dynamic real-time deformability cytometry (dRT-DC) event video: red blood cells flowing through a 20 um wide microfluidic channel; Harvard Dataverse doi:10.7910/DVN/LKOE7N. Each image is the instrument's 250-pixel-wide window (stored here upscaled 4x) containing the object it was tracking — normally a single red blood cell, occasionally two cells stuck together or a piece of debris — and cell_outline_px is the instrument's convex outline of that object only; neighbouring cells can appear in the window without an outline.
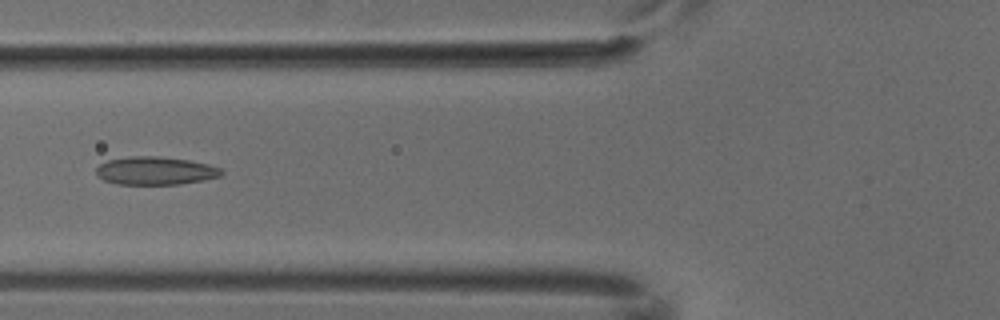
{"species": "common noctule bat (a hibernating species)", "species_latin": "Nyctalus noctula", "temperature_condition": "cold", "stored_images_in_passage": 5, "camera_frame_rate_fps": 3000, "um_per_image_px": 0.085, "animal": {"sex": "male", "body_mass_g": 18.8}, "frame": {"image": 1, "passage_image": 5, "time_ms": 1.333, "image_size_px": [1000, 320], "cell_outline_px": [[224, 172], [220, 176], [204, 180], [180, 184], [116, 184], [104, 180], [96, 176], [96, 168], [100, 164], [108, 160], [132, 156], [156, 156], [188, 160], [208, 164], [220, 168]], "centroid_in_image_um": [13.19, 14.52], "position_along_channel_um": 112.6, "area_um2": 20.46}}